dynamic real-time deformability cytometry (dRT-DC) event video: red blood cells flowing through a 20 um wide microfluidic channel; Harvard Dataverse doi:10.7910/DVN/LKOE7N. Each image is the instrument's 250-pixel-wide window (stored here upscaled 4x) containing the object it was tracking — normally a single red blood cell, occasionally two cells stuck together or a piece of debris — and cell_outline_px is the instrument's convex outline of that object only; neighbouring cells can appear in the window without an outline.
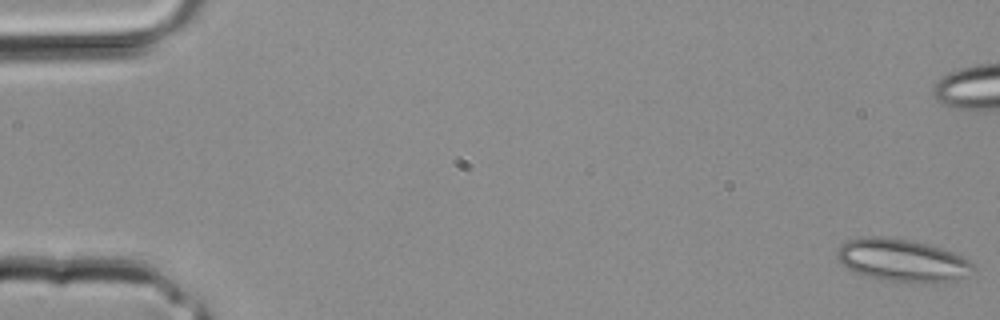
{"species": "common noctule bat (a hibernating species)", "species_latin": "Nyctalus noctula", "temperature_condition": "room temperature", "stored_images_in_passage": 36, "camera_frame_rate_fps": 3000, "um_per_image_px": 0.085, "animal": {"sex": "male", "body_mass_g": 20.4}, "frame": {"image": 1, "passage_image": 1, "time_ms": 0.0, "image_size_px": [1000, 320], "cell_outline_px": [[976, 268], [960, 280], [936, 284], [904, 284], [880, 280], [856, 272], [848, 268], [836, 256], [836, 248], [840, 244], [848, 240], [860, 236], [876, 236], [908, 240], [928, 244], [952, 252], [968, 260]], "centroid_in_image_um": [76.7, 22.17], "position_along_channel_um": 8.3, "area_um2": 34.45}}
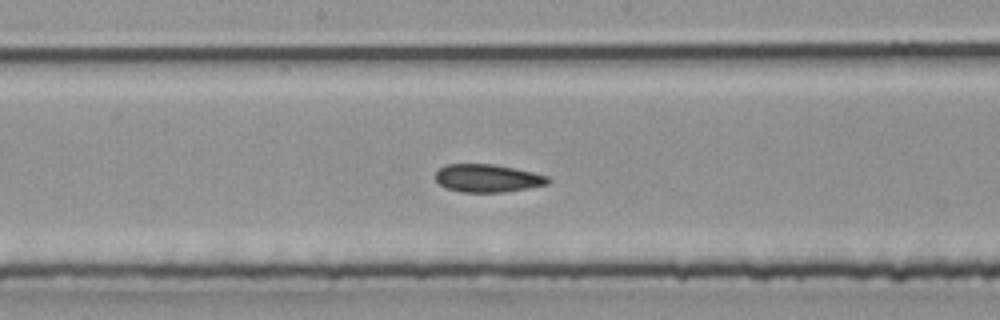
{"frame": {"image": 2, "passage_image": 19, "time_ms": 6.0, "image_size_px": [1000, 320], "cell_outline_px": [[552, 180], [548, 184], [528, 188], [500, 192], [460, 192], [444, 188], [436, 180], [436, 172], [444, 164], [492, 164], [532, 172], [548, 176]], "centroid_in_image_um": [41.42, 15.15], "position_along_channel_um": 206.8, "area_um2": 18.26}}
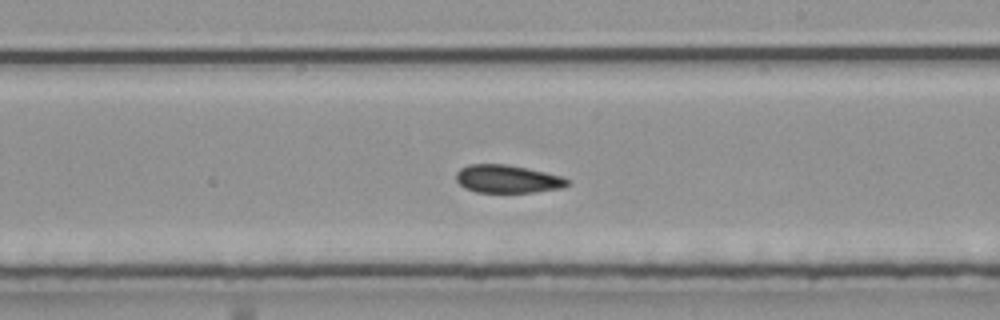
{"frame": {"image": 3, "passage_image": 21, "time_ms": 6.667, "image_size_px": [1000, 320], "cell_outline_px": [[568, 184], [564, 188], [532, 192], [476, 192], [464, 188], [456, 180], [456, 172], [460, 168], [468, 164], [508, 164], [528, 168], [564, 176], [568, 180]], "centroid_in_image_um": [43.13, 15.2], "position_along_channel_um": 245.9, "area_um2": 18.32}}